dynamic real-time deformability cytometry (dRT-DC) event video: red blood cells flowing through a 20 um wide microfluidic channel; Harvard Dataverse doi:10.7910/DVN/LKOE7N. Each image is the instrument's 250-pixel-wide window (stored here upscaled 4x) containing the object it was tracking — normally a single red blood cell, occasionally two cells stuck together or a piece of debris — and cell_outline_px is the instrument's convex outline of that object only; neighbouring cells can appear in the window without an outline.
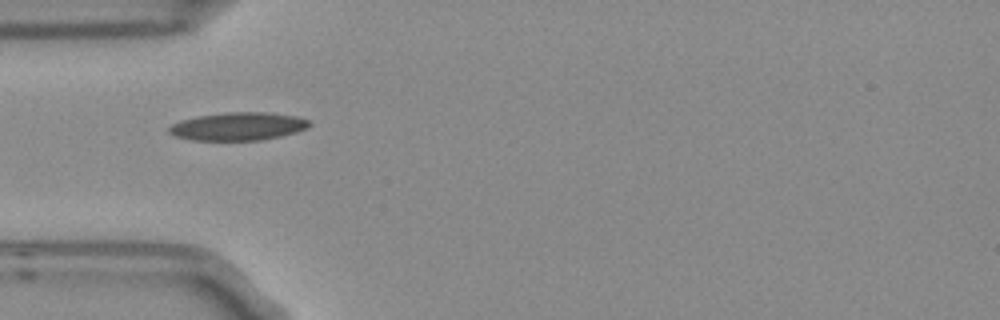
{"species": "Egyptian fruit bat (a non-hibernating species)", "species_latin": "Rousettus aegyptiacus", "temperature_condition": "room temperature", "stored_images_in_passage": 1, "camera_frame_rate_fps": 3000, "um_per_image_px": 0.085, "frame": {"image": 1, "passage_image": 1, "time_ms": 0.0, "image_size_px": [1000, 320], "cell_outline_px": [[312, 124], [308, 128], [296, 132], [280, 136], [260, 140], [192, 140], [176, 136], [168, 132], [168, 128], [172, 124], [180, 120], [196, 116], [228, 112], [268, 112], [296, 116], [308, 120]], "centroid_in_image_um": [20.24, 10.73], "position_along_channel_um": 64.8, "area_um2": 22.95}}